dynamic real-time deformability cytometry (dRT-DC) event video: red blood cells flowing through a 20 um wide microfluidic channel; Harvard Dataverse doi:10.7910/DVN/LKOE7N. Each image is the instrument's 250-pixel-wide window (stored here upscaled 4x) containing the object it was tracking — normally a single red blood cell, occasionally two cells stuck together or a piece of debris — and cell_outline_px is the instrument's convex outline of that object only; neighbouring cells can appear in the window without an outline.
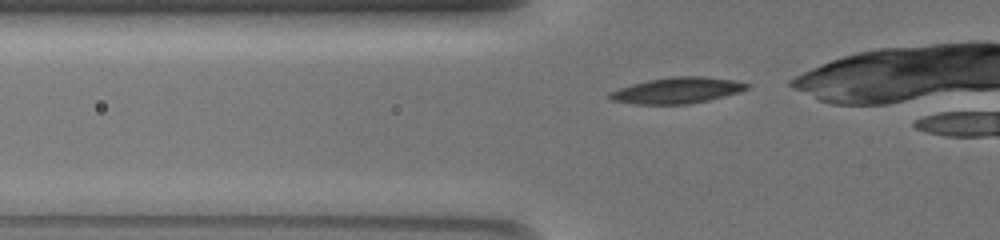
{"species": "common noctule bat (a hibernating species)", "species_latin": "Nyctalus noctula", "temperature_condition": "warm", "stored_images_in_passage": 28, "camera_frame_rate_fps": 3000, "um_per_image_px": 0.085, "animal": {"sex": "female", "body_mass_g": 19.5, "forearm_length_mm": 54.1}, "frame": {"image": 1, "passage_image": 2, "time_ms": 0.333, "image_size_px": [1000, 240], "cell_outline_px": [[752, 84], [748, 88], [736, 92], [708, 100], [688, 104], [636, 104], [612, 100], [608, 96], [608, 92], [632, 84], [648, 80], [672, 76], [704, 76], [736, 80]], "centroid_in_image_um": [57.56, 7.67], "position_along_channel_um": 68.2, "area_um2": 20.69}}
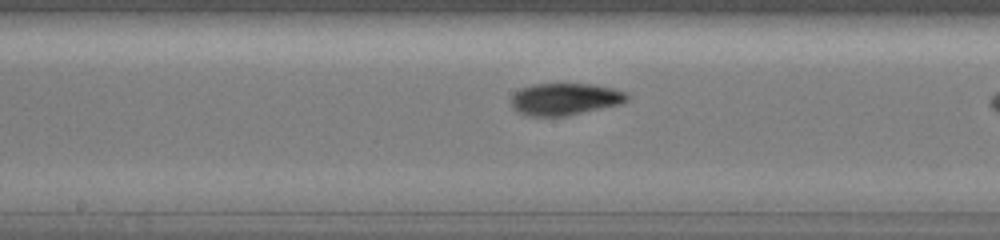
{"frame": {"image": 2, "passage_image": 13, "time_ms": 4.0, "image_size_px": [1000, 240], "cell_outline_px": [[628, 96], [624, 100], [616, 104], [580, 112], [560, 116], [532, 116], [520, 112], [512, 104], [512, 96], [520, 88], [532, 84], [592, 84], [612, 88], [624, 92]], "centroid_in_image_um": [47.96, 8.4], "position_along_channel_um": 200.2, "area_um2": 20.75}}
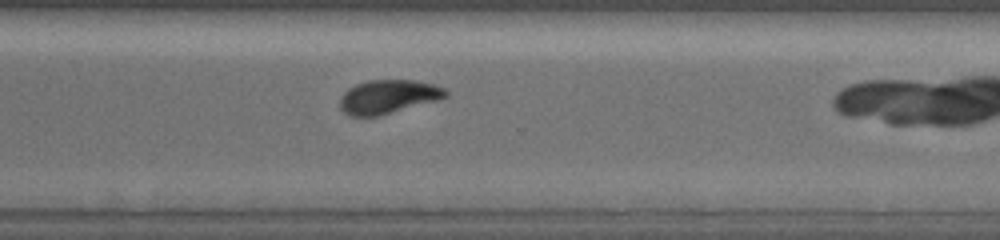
{"frame": {"image": 3, "passage_image": 24, "time_ms": 7.667, "image_size_px": [1000, 240], "cell_outline_px": [[448, 96], [436, 100], [376, 116], [352, 116], [344, 112], [340, 108], [340, 100], [344, 92], [348, 88], [356, 84], [368, 80], [416, 80], [436, 84], [444, 88], [448, 92]], "centroid_in_image_um": [33.0, 8.2], "position_along_channel_um": 337.6, "area_um2": 20.58}}